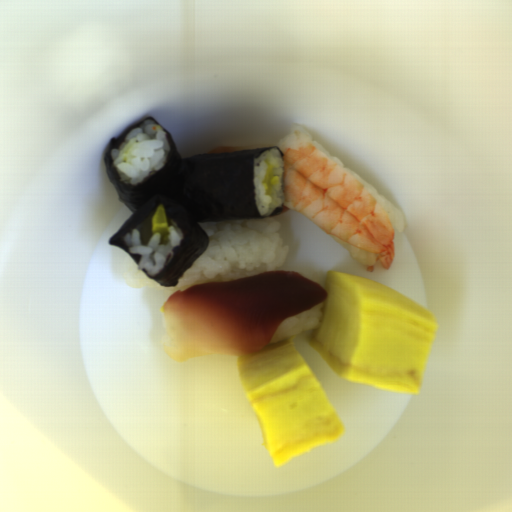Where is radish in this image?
Wrapping results in <instances>:
<instances>
[{"label": "radish", "instance_id": "radish-1", "mask_svg": "<svg viewBox=\"0 0 512 512\" xmlns=\"http://www.w3.org/2000/svg\"><path fill=\"white\" fill-rule=\"evenodd\" d=\"M151 232L158 234L162 239L169 234V223L163 204H159L151 217Z\"/></svg>", "mask_w": 512, "mask_h": 512}, {"label": "radish", "instance_id": "radish-2", "mask_svg": "<svg viewBox=\"0 0 512 512\" xmlns=\"http://www.w3.org/2000/svg\"><path fill=\"white\" fill-rule=\"evenodd\" d=\"M277 183H279V177L274 175V169L272 167L268 168L265 177L262 181L263 187L265 189V194H271Z\"/></svg>", "mask_w": 512, "mask_h": 512}]
</instances>
